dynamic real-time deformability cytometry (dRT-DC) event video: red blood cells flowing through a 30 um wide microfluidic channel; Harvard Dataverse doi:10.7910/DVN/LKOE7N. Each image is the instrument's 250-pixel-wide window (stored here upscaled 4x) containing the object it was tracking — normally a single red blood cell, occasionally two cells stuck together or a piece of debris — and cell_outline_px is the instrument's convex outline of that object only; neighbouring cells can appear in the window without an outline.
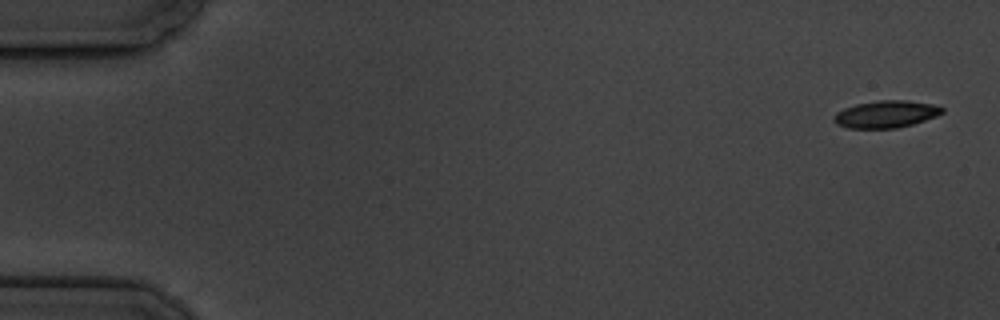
{"species": "common noctule bat (a hibernating species)", "species_latin": "Nyctalus noctula", "temperature_condition": "cold", "stored_images_in_passage": 6, "camera_frame_rate_fps": 3000, "um_per_image_px": 0.085, "animal": {"sex": "male", "body_mass_g": 19.5, "forearm_length_mm": 54.6}, "frame": {"image": 1, "passage_image": 1, "time_ms": 0.0, "image_size_px": [1000, 320], "cell_outline_px": [[944, 112], [936, 116], [912, 124], [896, 128], [848, 128], [836, 124], [832, 120], [832, 116], [836, 112], [844, 108], [856, 104], [876, 100], [908, 100], [932, 104], [944, 108]], "centroid_in_image_um": [75.27, 9.7], "position_along_channel_um": 9.7, "area_um2": 17.22}}
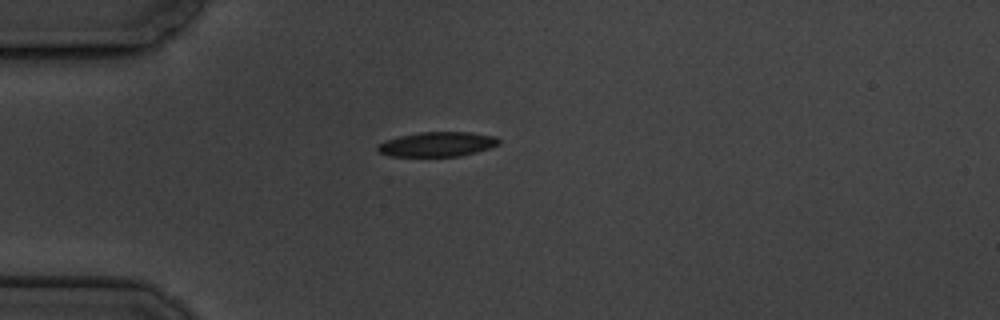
{"frame": {"image": 2, "passage_image": 5, "time_ms": 4.667, "image_size_px": [1000, 320], "cell_outline_px": [[500, 144], [476, 152], [460, 156], [388, 156], [376, 152], [376, 148], [380, 144], [388, 140], [400, 136], [420, 132], [472, 132], [496, 136], [500, 140]], "centroid_in_image_um": [37.18, 12.26], "position_along_channel_um": 47.8, "area_um2": 17.4}}